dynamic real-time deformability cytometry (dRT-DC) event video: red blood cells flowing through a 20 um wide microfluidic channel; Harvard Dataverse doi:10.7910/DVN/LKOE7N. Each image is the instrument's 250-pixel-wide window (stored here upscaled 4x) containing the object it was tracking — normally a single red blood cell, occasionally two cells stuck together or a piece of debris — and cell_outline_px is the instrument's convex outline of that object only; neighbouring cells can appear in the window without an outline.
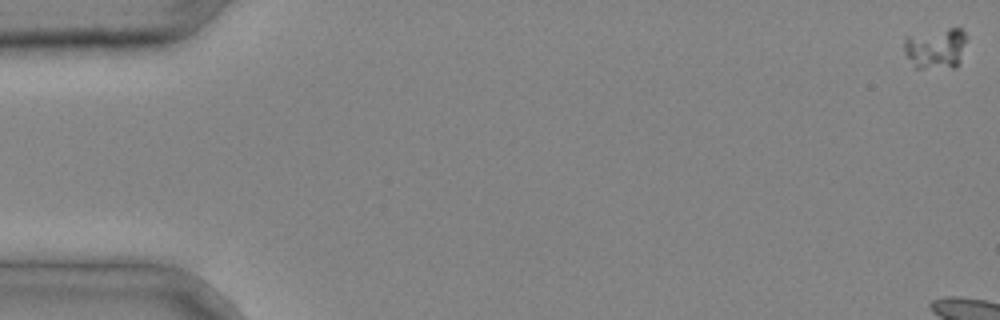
{"species": "common noctule bat (a hibernating species)", "species_latin": "Nyctalus noctula", "temperature_condition": "cold", "stored_images_in_passage": 5, "camera_frame_rate_fps": 3000, "um_per_image_px": 0.085, "animal": {"sex": "male", "body_mass_g": 20.4}, "frame": {"image": 1, "passage_image": 1, "time_ms": 0.0, "image_size_px": [1000, 320], "cell_outline_px": [[964, 40], [960, 60], [956, 68], [916, 68], [908, 56], [904, 48], [904, 36], [948, 28], [960, 28], [964, 32]], "centroid_in_image_um": [79.51, 4.11], "position_along_channel_um": 5.5, "area_um2": 14.57}}